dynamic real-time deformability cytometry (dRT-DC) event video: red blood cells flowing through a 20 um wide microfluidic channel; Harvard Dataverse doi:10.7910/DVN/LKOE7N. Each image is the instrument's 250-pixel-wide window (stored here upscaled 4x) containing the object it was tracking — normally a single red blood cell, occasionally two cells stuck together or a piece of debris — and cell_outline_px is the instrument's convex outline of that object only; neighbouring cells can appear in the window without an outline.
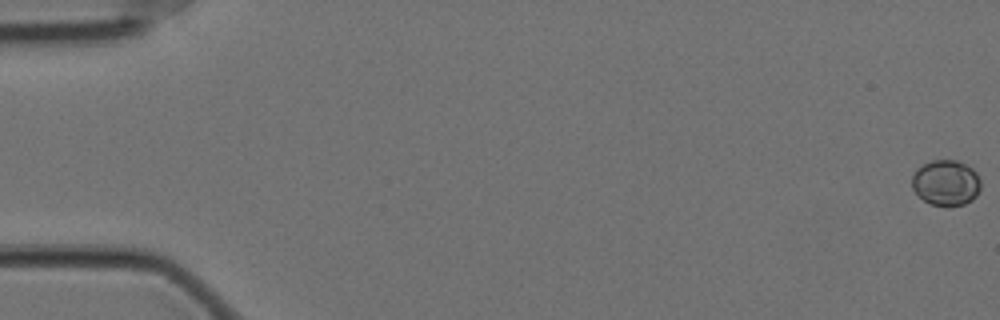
{"species": "Egyptian fruit bat (a non-hibernating species)", "species_latin": "Rousettus aegyptiacus", "temperature_condition": "cold", "stored_images_in_passage": 60, "segment_of_instrument_passage": [1, 2], "camera_frame_rate_fps": 3000, "um_per_image_px": 0.085, "animal": {"sex": "female"}, "frame": {"image": 1, "passage_image": 1, "time_ms": 0.0, "image_size_px": [1000, 320], "cell_outline_px": [[980, 188], [976, 196], [972, 200], [964, 204], [932, 204], [924, 200], [912, 188], [912, 176], [916, 168], [932, 160], [956, 160], [972, 168], [976, 172], [980, 180]], "centroid_in_image_um": [80.4, 15.5], "position_along_channel_um": 4.6, "area_um2": 17.98}}
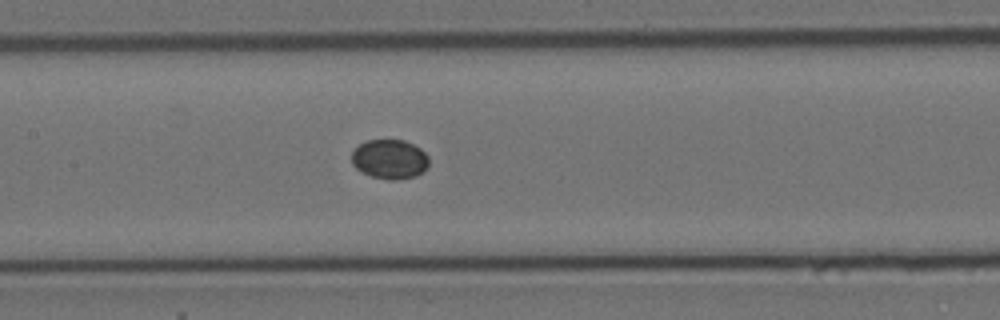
{"frame": {"image": 2, "passage_image": 29, "time_ms": 9.333, "image_size_px": [1000, 320], "cell_outline_px": [[428, 164], [424, 172], [416, 176], [396, 180], [388, 180], [372, 176], [356, 168], [352, 164], [352, 152], [360, 144], [368, 140], [404, 140], [420, 148], [428, 156]], "centroid_in_image_um": [33.14, 13.54], "position_along_channel_um": 174.3, "area_um2": 17.69}}
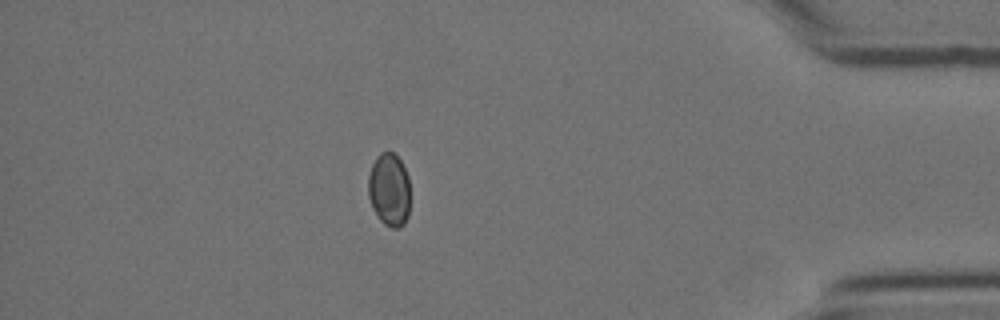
{"frame": {"image": 3, "passage_image": 52, "time_ms": 17.0, "image_size_px": [1000, 320], "cell_outline_px": [[408, 216], [404, 224], [400, 228], [392, 228], [384, 224], [380, 220], [372, 208], [368, 196], [368, 176], [372, 164], [376, 156], [380, 152], [392, 152], [400, 160], [408, 176]], "centroid_in_image_um": [33.06, 16.13], "position_along_channel_um": 402.1, "area_um2": 17.86}}